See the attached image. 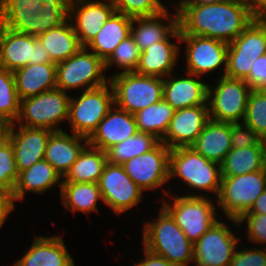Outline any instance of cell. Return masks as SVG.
<instances>
[{"label":"cell","instance_id":"1","mask_svg":"<svg viewBox=\"0 0 266 266\" xmlns=\"http://www.w3.org/2000/svg\"><path fill=\"white\" fill-rule=\"evenodd\" d=\"M177 11L181 35L214 38L228 44L256 18L242 0L218 3L187 1Z\"/></svg>","mask_w":266,"mask_h":266},{"label":"cell","instance_id":"2","mask_svg":"<svg viewBox=\"0 0 266 266\" xmlns=\"http://www.w3.org/2000/svg\"><path fill=\"white\" fill-rule=\"evenodd\" d=\"M35 29L54 63L73 56L82 46L70 20L51 0H7Z\"/></svg>","mask_w":266,"mask_h":266},{"label":"cell","instance_id":"3","mask_svg":"<svg viewBox=\"0 0 266 266\" xmlns=\"http://www.w3.org/2000/svg\"><path fill=\"white\" fill-rule=\"evenodd\" d=\"M35 63L54 62L34 27L7 0H0V65L13 72Z\"/></svg>","mask_w":266,"mask_h":266},{"label":"cell","instance_id":"4","mask_svg":"<svg viewBox=\"0 0 266 266\" xmlns=\"http://www.w3.org/2000/svg\"><path fill=\"white\" fill-rule=\"evenodd\" d=\"M143 247L176 266L193 262V243L188 240L172 215L161 206L158 218L144 224Z\"/></svg>","mask_w":266,"mask_h":266},{"label":"cell","instance_id":"5","mask_svg":"<svg viewBox=\"0 0 266 266\" xmlns=\"http://www.w3.org/2000/svg\"><path fill=\"white\" fill-rule=\"evenodd\" d=\"M177 175V176H176ZM179 177L193 190L219 194L222 175L221 165L197 153L192 147L171 149L169 179Z\"/></svg>","mask_w":266,"mask_h":266},{"label":"cell","instance_id":"6","mask_svg":"<svg viewBox=\"0 0 266 266\" xmlns=\"http://www.w3.org/2000/svg\"><path fill=\"white\" fill-rule=\"evenodd\" d=\"M109 82L113 89L114 105L131 114L163 99V78L133 72H118Z\"/></svg>","mask_w":266,"mask_h":266},{"label":"cell","instance_id":"7","mask_svg":"<svg viewBox=\"0 0 266 266\" xmlns=\"http://www.w3.org/2000/svg\"><path fill=\"white\" fill-rule=\"evenodd\" d=\"M266 190V170L234 177H222L217 204L239 227L237 219L248 212L254 201ZM220 204V205H219Z\"/></svg>","mask_w":266,"mask_h":266},{"label":"cell","instance_id":"8","mask_svg":"<svg viewBox=\"0 0 266 266\" xmlns=\"http://www.w3.org/2000/svg\"><path fill=\"white\" fill-rule=\"evenodd\" d=\"M69 101L70 95L58 88L25 98L20 100L16 122L21 126L61 131L57 125L68 120Z\"/></svg>","mask_w":266,"mask_h":266},{"label":"cell","instance_id":"9","mask_svg":"<svg viewBox=\"0 0 266 266\" xmlns=\"http://www.w3.org/2000/svg\"><path fill=\"white\" fill-rule=\"evenodd\" d=\"M104 71L105 62L87 47H81L73 56L56 64L57 88L64 92L78 88L85 91L109 84Z\"/></svg>","mask_w":266,"mask_h":266},{"label":"cell","instance_id":"10","mask_svg":"<svg viewBox=\"0 0 266 266\" xmlns=\"http://www.w3.org/2000/svg\"><path fill=\"white\" fill-rule=\"evenodd\" d=\"M173 195V203L162 206L172 215L176 224L193 244L218 221L214 202L203 194Z\"/></svg>","mask_w":266,"mask_h":266},{"label":"cell","instance_id":"11","mask_svg":"<svg viewBox=\"0 0 266 266\" xmlns=\"http://www.w3.org/2000/svg\"><path fill=\"white\" fill-rule=\"evenodd\" d=\"M214 88L208 85L207 103L211 120L242 123L252 90L243 79L221 75ZM242 119V122H240Z\"/></svg>","mask_w":266,"mask_h":266},{"label":"cell","instance_id":"12","mask_svg":"<svg viewBox=\"0 0 266 266\" xmlns=\"http://www.w3.org/2000/svg\"><path fill=\"white\" fill-rule=\"evenodd\" d=\"M109 85L85 90L80 98L70 97L68 122L74 134L89 138L113 108L114 94Z\"/></svg>","mask_w":266,"mask_h":266},{"label":"cell","instance_id":"13","mask_svg":"<svg viewBox=\"0 0 266 266\" xmlns=\"http://www.w3.org/2000/svg\"><path fill=\"white\" fill-rule=\"evenodd\" d=\"M266 53V18H255L247 28L228 44L225 75L245 79L255 60Z\"/></svg>","mask_w":266,"mask_h":266},{"label":"cell","instance_id":"14","mask_svg":"<svg viewBox=\"0 0 266 266\" xmlns=\"http://www.w3.org/2000/svg\"><path fill=\"white\" fill-rule=\"evenodd\" d=\"M70 20L82 47H86L116 12L107 2L93 0H51Z\"/></svg>","mask_w":266,"mask_h":266},{"label":"cell","instance_id":"15","mask_svg":"<svg viewBox=\"0 0 266 266\" xmlns=\"http://www.w3.org/2000/svg\"><path fill=\"white\" fill-rule=\"evenodd\" d=\"M229 228V229H228ZM230 227L221 220L193 244L195 266H229L239 242Z\"/></svg>","mask_w":266,"mask_h":266},{"label":"cell","instance_id":"16","mask_svg":"<svg viewBox=\"0 0 266 266\" xmlns=\"http://www.w3.org/2000/svg\"><path fill=\"white\" fill-rule=\"evenodd\" d=\"M171 149L161 141L150 151L122 164L125 172L142 190H153L169 181Z\"/></svg>","mask_w":266,"mask_h":266},{"label":"cell","instance_id":"17","mask_svg":"<svg viewBox=\"0 0 266 266\" xmlns=\"http://www.w3.org/2000/svg\"><path fill=\"white\" fill-rule=\"evenodd\" d=\"M98 185L103 202L118 215L142 200L143 191L128 176L122 165L107 162Z\"/></svg>","mask_w":266,"mask_h":266},{"label":"cell","instance_id":"18","mask_svg":"<svg viewBox=\"0 0 266 266\" xmlns=\"http://www.w3.org/2000/svg\"><path fill=\"white\" fill-rule=\"evenodd\" d=\"M180 42L186 43V72L200 77L223 65L222 76L225 75L228 43L195 35H181Z\"/></svg>","mask_w":266,"mask_h":266},{"label":"cell","instance_id":"19","mask_svg":"<svg viewBox=\"0 0 266 266\" xmlns=\"http://www.w3.org/2000/svg\"><path fill=\"white\" fill-rule=\"evenodd\" d=\"M16 124H10L7 138L12 144L16 168L20 173L44 159L47 143L53 131L45 128L16 126Z\"/></svg>","mask_w":266,"mask_h":266},{"label":"cell","instance_id":"20","mask_svg":"<svg viewBox=\"0 0 266 266\" xmlns=\"http://www.w3.org/2000/svg\"><path fill=\"white\" fill-rule=\"evenodd\" d=\"M209 120L208 105L175 110L161 142L170 149L191 147Z\"/></svg>","mask_w":266,"mask_h":266},{"label":"cell","instance_id":"21","mask_svg":"<svg viewBox=\"0 0 266 266\" xmlns=\"http://www.w3.org/2000/svg\"><path fill=\"white\" fill-rule=\"evenodd\" d=\"M113 108L108 111L98 128L88 138L90 146L106 151L138 132L134 114L115 105Z\"/></svg>","mask_w":266,"mask_h":266},{"label":"cell","instance_id":"22","mask_svg":"<svg viewBox=\"0 0 266 266\" xmlns=\"http://www.w3.org/2000/svg\"><path fill=\"white\" fill-rule=\"evenodd\" d=\"M185 73V77L181 76L179 78L171 74L172 76L168 75L163 78V99L168 102L174 110L208 105V84L196 78L199 76L188 72Z\"/></svg>","mask_w":266,"mask_h":266},{"label":"cell","instance_id":"23","mask_svg":"<svg viewBox=\"0 0 266 266\" xmlns=\"http://www.w3.org/2000/svg\"><path fill=\"white\" fill-rule=\"evenodd\" d=\"M176 38L180 42L181 34L178 27L166 40L157 42L141 51L138 66L135 72L142 75L167 77L172 74L179 53V46L171 42Z\"/></svg>","mask_w":266,"mask_h":266},{"label":"cell","instance_id":"24","mask_svg":"<svg viewBox=\"0 0 266 266\" xmlns=\"http://www.w3.org/2000/svg\"><path fill=\"white\" fill-rule=\"evenodd\" d=\"M12 266H75V264L62 236H37L30 249Z\"/></svg>","mask_w":266,"mask_h":266},{"label":"cell","instance_id":"25","mask_svg":"<svg viewBox=\"0 0 266 266\" xmlns=\"http://www.w3.org/2000/svg\"><path fill=\"white\" fill-rule=\"evenodd\" d=\"M84 144H80V142ZM88 145V138L65 131H53L49 137L44 159L63 178L78 159L82 150Z\"/></svg>","mask_w":266,"mask_h":266},{"label":"cell","instance_id":"26","mask_svg":"<svg viewBox=\"0 0 266 266\" xmlns=\"http://www.w3.org/2000/svg\"><path fill=\"white\" fill-rule=\"evenodd\" d=\"M163 19L168 22L164 23ZM131 25V36L140 51H143L157 42L166 40L179 27L178 11L175 10L171 15L167 9L156 16L135 17L132 18Z\"/></svg>","mask_w":266,"mask_h":266},{"label":"cell","instance_id":"27","mask_svg":"<svg viewBox=\"0 0 266 266\" xmlns=\"http://www.w3.org/2000/svg\"><path fill=\"white\" fill-rule=\"evenodd\" d=\"M20 100L57 88L56 63L28 64L13 71Z\"/></svg>","mask_w":266,"mask_h":266},{"label":"cell","instance_id":"28","mask_svg":"<svg viewBox=\"0 0 266 266\" xmlns=\"http://www.w3.org/2000/svg\"><path fill=\"white\" fill-rule=\"evenodd\" d=\"M191 147L208 160L221 164L232 149L231 123L210 119Z\"/></svg>","mask_w":266,"mask_h":266},{"label":"cell","instance_id":"29","mask_svg":"<svg viewBox=\"0 0 266 266\" xmlns=\"http://www.w3.org/2000/svg\"><path fill=\"white\" fill-rule=\"evenodd\" d=\"M61 178V175L45 159L40 160L19 173L12 193L14 201L24 200L26 192L43 194L57 184L61 189Z\"/></svg>","mask_w":266,"mask_h":266},{"label":"cell","instance_id":"30","mask_svg":"<svg viewBox=\"0 0 266 266\" xmlns=\"http://www.w3.org/2000/svg\"><path fill=\"white\" fill-rule=\"evenodd\" d=\"M222 177H234L266 170V140L256 146L232 148L220 164Z\"/></svg>","mask_w":266,"mask_h":266},{"label":"cell","instance_id":"31","mask_svg":"<svg viewBox=\"0 0 266 266\" xmlns=\"http://www.w3.org/2000/svg\"><path fill=\"white\" fill-rule=\"evenodd\" d=\"M132 18L115 12L86 46L104 62L125 38L131 35Z\"/></svg>","mask_w":266,"mask_h":266},{"label":"cell","instance_id":"32","mask_svg":"<svg viewBox=\"0 0 266 266\" xmlns=\"http://www.w3.org/2000/svg\"><path fill=\"white\" fill-rule=\"evenodd\" d=\"M60 193L64 207L73 213L80 211L88 215L99 212L97 203L103 201L98 183L62 182Z\"/></svg>","mask_w":266,"mask_h":266},{"label":"cell","instance_id":"33","mask_svg":"<svg viewBox=\"0 0 266 266\" xmlns=\"http://www.w3.org/2000/svg\"><path fill=\"white\" fill-rule=\"evenodd\" d=\"M107 163L106 151L90 146L82 150L78 159L63 177L62 182L98 183Z\"/></svg>","mask_w":266,"mask_h":266},{"label":"cell","instance_id":"34","mask_svg":"<svg viewBox=\"0 0 266 266\" xmlns=\"http://www.w3.org/2000/svg\"><path fill=\"white\" fill-rule=\"evenodd\" d=\"M174 111L164 99L139 110L134 114L138 131L152 134L161 141L167 132Z\"/></svg>","mask_w":266,"mask_h":266},{"label":"cell","instance_id":"35","mask_svg":"<svg viewBox=\"0 0 266 266\" xmlns=\"http://www.w3.org/2000/svg\"><path fill=\"white\" fill-rule=\"evenodd\" d=\"M159 142L154 135L138 131L134 136L107 149V162L122 165L133 157L152 150Z\"/></svg>","mask_w":266,"mask_h":266},{"label":"cell","instance_id":"36","mask_svg":"<svg viewBox=\"0 0 266 266\" xmlns=\"http://www.w3.org/2000/svg\"><path fill=\"white\" fill-rule=\"evenodd\" d=\"M20 113L13 72L0 65V119L9 124L16 123Z\"/></svg>","mask_w":266,"mask_h":266},{"label":"cell","instance_id":"37","mask_svg":"<svg viewBox=\"0 0 266 266\" xmlns=\"http://www.w3.org/2000/svg\"><path fill=\"white\" fill-rule=\"evenodd\" d=\"M243 124L266 140V90H251Z\"/></svg>","mask_w":266,"mask_h":266},{"label":"cell","instance_id":"38","mask_svg":"<svg viewBox=\"0 0 266 266\" xmlns=\"http://www.w3.org/2000/svg\"><path fill=\"white\" fill-rule=\"evenodd\" d=\"M140 53L141 51L133 37L131 35L128 36L120 42L114 52L105 61V71L111 65L113 66V64L120 70L123 69L122 73L135 71L139 63Z\"/></svg>","mask_w":266,"mask_h":266},{"label":"cell","instance_id":"39","mask_svg":"<svg viewBox=\"0 0 266 266\" xmlns=\"http://www.w3.org/2000/svg\"><path fill=\"white\" fill-rule=\"evenodd\" d=\"M116 12L131 18L151 17L167 10L160 0H109Z\"/></svg>","mask_w":266,"mask_h":266},{"label":"cell","instance_id":"40","mask_svg":"<svg viewBox=\"0 0 266 266\" xmlns=\"http://www.w3.org/2000/svg\"><path fill=\"white\" fill-rule=\"evenodd\" d=\"M18 176L13 147L7 138L0 144V189L12 194Z\"/></svg>","mask_w":266,"mask_h":266},{"label":"cell","instance_id":"41","mask_svg":"<svg viewBox=\"0 0 266 266\" xmlns=\"http://www.w3.org/2000/svg\"><path fill=\"white\" fill-rule=\"evenodd\" d=\"M238 224L247 223V238L257 244L266 243V214L244 213L239 219Z\"/></svg>","mask_w":266,"mask_h":266},{"label":"cell","instance_id":"42","mask_svg":"<svg viewBox=\"0 0 266 266\" xmlns=\"http://www.w3.org/2000/svg\"><path fill=\"white\" fill-rule=\"evenodd\" d=\"M235 251L229 266H266V248H245Z\"/></svg>","mask_w":266,"mask_h":266},{"label":"cell","instance_id":"43","mask_svg":"<svg viewBox=\"0 0 266 266\" xmlns=\"http://www.w3.org/2000/svg\"><path fill=\"white\" fill-rule=\"evenodd\" d=\"M262 138L243 123H231L232 148L256 146Z\"/></svg>","mask_w":266,"mask_h":266},{"label":"cell","instance_id":"44","mask_svg":"<svg viewBox=\"0 0 266 266\" xmlns=\"http://www.w3.org/2000/svg\"><path fill=\"white\" fill-rule=\"evenodd\" d=\"M244 81L252 90H266V53L255 60Z\"/></svg>","mask_w":266,"mask_h":266},{"label":"cell","instance_id":"45","mask_svg":"<svg viewBox=\"0 0 266 266\" xmlns=\"http://www.w3.org/2000/svg\"><path fill=\"white\" fill-rule=\"evenodd\" d=\"M15 208L14 198L11 193L3 192L0 195V229L4 224L8 215Z\"/></svg>","mask_w":266,"mask_h":266},{"label":"cell","instance_id":"46","mask_svg":"<svg viewBox=\"0 0 266 266\" xmlns=\"http://www.w3.org/2000/svg\"><path fill=\"white\" fill-rule=\"evenodd\" d=\"M143 249H144L145 258L140 262H137V264L134 266H176L174 264L169 263L162 256L154 254L149 250H147L146 248Z\"/></svg>","mask_w":266,"mask_h":266},{"label":"cell","instance_id":"47","mask_svg":"<svg viewBox=\"0 0 266 266\" xmlns=\"http://www.w3.org/2000/svg\"><path fill=\"white\" fill-rule=\"evenodd\" d=\"M256 18H266V0H242Z\"/></svg>","mask_w":266,"mask_h":266},{"label":"cell","instance_id":"48","mask_svg":"<svg viewBox=\"0 0 266 266\" xmlns=\"http://www.w3.org/2000/svg\"><path fill=\"white\" fill-rule=\"evenodd\" d=\"M246 213L266 214V190L260 194Z\"/></svg>","mask_w":266,"mask_h":266},{"label":"cell","instance_id":"49","mask_svg":"<svg viewBox=\"0 0 266 266\" xmlns=\"http://www.w3.org/2000/svg\"><path fill=\"white\" fill-rule=\"evenodd\" d=\"M9 126L7 121L0 119V144L7 139Z\"/></svg>","mask_w":266,"mask_h":266},{"label":"cell","instance_id":"50","mask_svg":"<svg viewBox=\"0 0 266 266\" xmlns=\"http://www.w3.org/2000/svg\"><path fill=\"white\" fill-rule=\"evenodd\" d=\"M226 0H191L193 3H218Z\"/></svg>","mask_w":266,"mask_h":266},{"label":"cell","instance_id":"51","mask_svg":"<svg viewBox=\"0 0 266 266\" xmlns=\"http://www.w3.org/2000/svg\"><path fill=\"white\" fill-rule=\"evenodd\" d=\"M187 1H191V0H181V1H179L178 4L176 5V10Z\"/></svg>","mask_w":266,"mask_h":266}]
</instances>
